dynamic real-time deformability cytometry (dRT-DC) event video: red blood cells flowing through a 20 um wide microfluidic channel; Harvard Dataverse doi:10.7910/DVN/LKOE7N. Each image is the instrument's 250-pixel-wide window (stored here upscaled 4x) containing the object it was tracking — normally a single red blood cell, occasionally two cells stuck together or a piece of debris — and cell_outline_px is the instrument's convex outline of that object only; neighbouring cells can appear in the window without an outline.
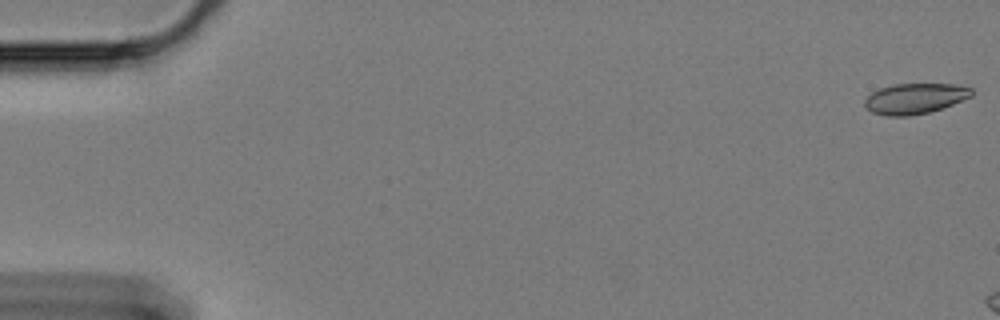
{"species": "Egyptian fruit bat (a non-hibernating species)", "species_latin": "Rousettus aegyptiacus", "temperature_condition": "cold", "stored_images_in_passage": 9, "camera_frame_rate_fps": 3000, "um_per_image_px": 0.085, "animal": {"sex": "female"}, "frame": {"image": 1, "passage_image": 1, "time_ms": 0.0, "image_size_px": [1000, 320], "cell_outline_px": [[972, 96], [952, 104], [928, 112], [908, 116], [888, 116], [872, 112], [864, 104], [864, 100], [872, 92], [880, 88], [892, 84], [956, 84], [972, 88]], "centroid_in_image_um": [77.76, 8.36], "position_along_channel_um": 7.2, "area_um2": 18.84}}